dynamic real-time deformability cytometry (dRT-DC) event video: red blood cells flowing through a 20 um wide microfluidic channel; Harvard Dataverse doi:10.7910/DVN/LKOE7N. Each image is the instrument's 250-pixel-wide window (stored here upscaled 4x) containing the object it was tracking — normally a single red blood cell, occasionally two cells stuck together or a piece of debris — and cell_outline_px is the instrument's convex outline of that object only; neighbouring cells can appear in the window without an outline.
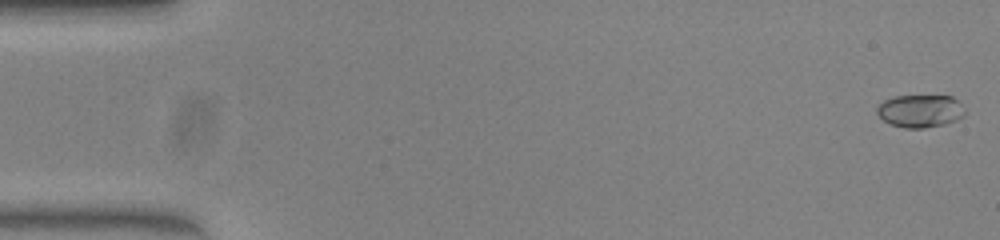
{"species": "common noctule bat (a hibernating species)", "species_latin": "Nyctalus noctula", "temperature_condition": "warm", "stored_images_in_passage": 12, "camera_frame_rate_fps": 3000, "um_per_image_px": 0.085, "animal": {"sex": "female", "body_mass_g": 23.0, "forearm_length_mm": 53.4}, "frame": {"image": 1, "passage_image": 1, "time_ms": 0.0, "image_size_px": [1000, 240], "cell_outline_px": [[964, 116], [956, 120], [944, 124], [924, 128], [904, 128], [892, 124], [884, 120], [876, 112], [876, 108], [884, 100], [892, 96], [952, 96], [956, 100], [964, 112]], "centroid_in_image_um": [78.18, 9.43], "position_along_channel_um": 6.8, "area_um2": 16.53}}